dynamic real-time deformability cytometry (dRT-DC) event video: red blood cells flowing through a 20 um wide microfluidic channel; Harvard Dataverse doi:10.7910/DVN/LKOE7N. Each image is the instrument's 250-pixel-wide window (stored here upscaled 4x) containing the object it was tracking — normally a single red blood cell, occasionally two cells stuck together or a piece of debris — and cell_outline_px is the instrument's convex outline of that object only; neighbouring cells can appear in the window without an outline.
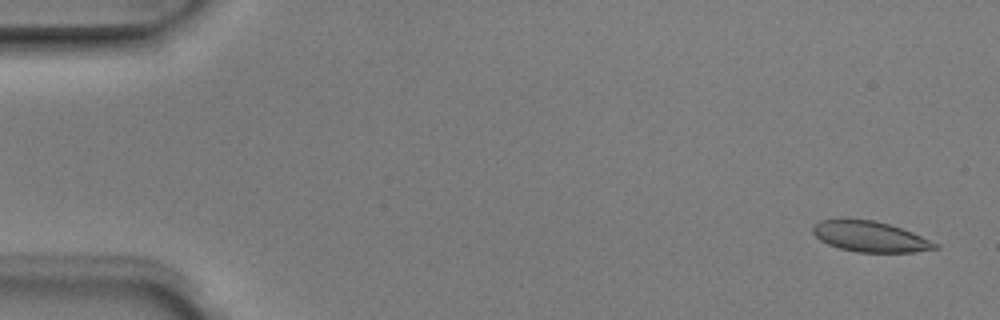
{"species": "Egyptian fruit bat (a non-hibernating species)", "species_latin": "Rousettus aegyptiacus", "temperature_condition": "room temperature", "stored_images_in_passage": 4, "segment_of_instrument_passage": [2, 2], "camera_frame_rate_fps": 3000, "um_per_image_px": 0.085, "animal": {"sex": "male"}, "frame": {"image": 1, "passage_image": 4, "time_ms": 1.0, "image_size_px": [1000, 320], "cell_outline_px": [[940, 248], [912, 252], [856, 252], [840, 248], [828, 244], [820, 240], [812, 232], [812, 228], [820, 220], [876, 220], [912, 232], [940, 244]], "centroid_in_image_um": [73.99, 20.13], "position_along_channel_um": 11.0, "area_um2": 21.5}}